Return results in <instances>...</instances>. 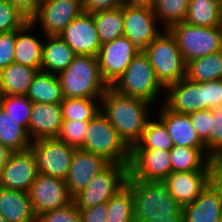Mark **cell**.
<instances>
[{
    "label": "cell",
    "mask_w": 222,
    "mask_h": 222,
    "mask_svg": "<svg viewBox=\"0 0 222 222\" xmlns=\"http://www.w3.org/2000/svg\"><path fill=\"white\" fill-rule=\"evenodd\" d=\"M100 103H102L100 111L131 149L140 140L149 117H151L148 114L151 103L139 98L121 95L111 87L106 89Z\"/></svg>",
    "instance_id": "obj_1"
},
{
    "label": "cell",
    "mask_w": 222,
    "mask_h": 222,
    "mask_svg": "<svg viewBox=\"0 0 222 222\" xmlns=\"http://www.w3.org/2000/svg\"><path fill=\"white\" fill-rule=\"evenodd\" d=\"M126 185L133 195L134 220L152 221L183 213L182 206L170 194L164 180L127 179Z\"/></svg>",
    "instance_id": "obj_2"
},
{
    "label": "cell",
    "mask_w": 222,
    "mask_h": 222,
    "mask_svg": "<svg viewBox=\"0 0 222 222\" xmlns=\"http://www.w3.org/2000/svg\"><path fill=\"white\" fill-rule=\"evenodd\" d=\"M57 76L63 98L101 99L109 87L101 76L97 56L76 55Z\"/></svg>",
    "instance_id": "obj_3"
},
{
    "label": "cell",
    "mask_w": 222,
    "mask_h": 222,
    "mask_svg": "<svg viewBox=\"0 0 222 222\" xmlns=\"http://www.w3.org/2000/svg\"><path fill=\"white\" fill-rule=\"evenodd\" d=\"M117 93L145 100L151 105L160 98L161 85L153 66L145 53H138L130 62L125 72L111 86Z\"/></svg>",
    "instance_id": "obj_4"
},
{
    "label": "cell",
    "mask_w": 222,
    "mask_h": 222,
    "mask_svg": "<svg viewBox=\"0 0 222 222\" xmlns=\"http://www.w3.org/2000/svg\"><path fill=\"white\" fill-rule=\"evenodd\" d=\"M81 149L102 156L110 163L130 162L131 149L119 137L117 130L101 111L88 122Z\"/></svg>",
    "instance_id": "obj_5"
},
{
    "label": "cell",
    "mask_w": 222,
    "mask_h": 222,
    "mask_svg": "<svg viewBox=\"0 0 222 222\" xmlns=\"http://www.w3.org/2000/svg\"><path fill=\"white\" fill-rule=\"evenodd\" d=\"M145 54L164 88L186 77L187 64L176 39L168 30H164L147 46Z\"/></svg>",
    "instance_id": "obj_6"
},
{
    "label": "cell",
    "mask_w": 222,
    "mask_h": 222,
    "mask_svg": "<svg viewBox=\"0 0 222 222\" xmlns=\"http://www.w3.org/2000/svg\"><path fill=\"white\" fill-rule=\"evenodd\" d=\"M168 31L176 39L186 64L222 50V26L199 27L183 21Z\"/></svg>",
    "instance_id": "obj_7"
},
{
    "label": "cell",
    "mask_w": 222,
    "mask_h": 222,
    "mask_svg": "<svg viewBox=\"0 0 222 222\" xmlns=\"http://www.w3.org/2000/svg\"><path fill=\"white\" fill-rule=\"evenodd\" d=\"M128 176L129 164L110 163L72 198V202L79 209L106 203L126 186Z\"/></svg>",
    "instance_id": "obj_8"
},
{
    "label": "cell",
    "mask_w": 222,
    "mask_h": 222,
    "mask_svg": "<svg viewBox=\"0 0 222 222\" xmlns=\"http://www.w3.org/2000/svg\"><path fill=\"white\" fill-rule=\"evenodd\" d=\"M33 151L40 174L65 180L75 151L58 138H41L32 141Z\"/></svg>",
    "instance_id": "obj_9"
},
{
    "label": "cell",
    "mask_w": 222,
    "mask_h": 222,
    "mask_svg": "<svg viewBox=\"0 0 222 222\" xmlns=\"http://www.w3.org/2000/svg\"><path fill=\"white\" fill-rule=\"evenodd\" d=\"M82 13L83 0H47L39 5L29 22L33 26L41 24L43 35L57 36Z\"/></svg>",
    "instance_id": "obj_10"
},
{
    "label": "cell",
    "mask_w": 222,
    "mask_h": 222,
    "mask_svg": "<svg viewBox=\"0 0 222 222\" xmlns=\"http://www.w3.org/2000/svg\"><path fill=\"white\" fill-rule=\"evenodd\" d=\"M124 36L137 53H145L147 46L162 33L157 28L158 19L153 9L123 5Z\"/></svg>",
    "instance_id": "obj_11"
},
{
    "label": "cell",
    "mask_w": 222,
    "mask_h": 222,
    "mask_svg": "<svg viewBox=\"0 0 222 222\" xmlns=\"http://www.w3.org/2000/svg\"><path fill=\"white\" fill-rule=\"evenodd\" d=\"M32 210L36 218L47 211H52L72 202L65 180L38 174L28 191Z\"/></svg>",
    "instance_id": "obj_12"
},
{
    "label": "cell",
    "mask_w": 222,
    "mask_h": 222,
    "mask_svg": "<svg viewBox=\"0 0 222 222\" xmlns=\"http://www.w3.org/2000/svg\"><path fill=\"white\" fill-rule=\"evenodd\" d=\"M137 54L131 41L125 36L101 45L97 61L101 76L109 87L125 72Z\"/></svg>",
    "instance_id": "obj_13"
},
{
    "label": "cell",
    "mask_w": 222,
    "mask_h": 222,
    "mask_svg": "<svg viewBox=\"0 0 222 222\" xmlns=\"http://www.w3.org/2000/svg\"><path fill=\"white\" fill-rule=\"evenodd\" d=\"M172 172L170 151L161 149H131L128 179L140 181L164 180Z\"/></svg>",
    "instance_id": "obj_14"
},
{
    "label": "cell",
    "mask_w": 222,
    "mask_h": 222,
    "mask_svg": "<svg viewBox=\"0 0 222 222\" xmlns=\"http://www.w3.org/2000/svg\"><path fill=\"white\" fill-rule=\"evenodd\" d=\"M39 174L31 148L12 152L0 176V187L27 192Z\"/></svg>",
    "instance_id": "obj_15"
},
{
    "label": "cell",
    "mask_w": 222,
    "mask_h": 222,
    "mask_svg": "<svg viewBox=\"0 0 222 222\" xmlns=\"http://www.w3.org/2000/svg\"><path fill=\"white\" fill-rule=\"evenodd\" d=\"M217 177V170L171 172L164 182L170 194L183 207L192 203Z\"/></svg>",
    "instance_id": "obj_16"
},
{
    "label": "cell",
    "mask_w": 222,
    "mask_h": 222,
    "mask_svg": "<svg viewBox=\"0 0 222 222\" xmlns=\"http://www.w3.org/2000/svg\"><path fill=\"white\" fill-rule=\"evenodd\" d=\"M76 55L97 56L101 47L92 14L82 13L58 35Z\"/></svg>",
    "instance_id": "obj_17"
},
{
    "label": "cell",
    "mask_w": 222,
    "mask_h": 222,
    "mask_svg": "<svg viewBox=\"0 0 222 222\" xmlns=\"http://www.w3.org/2000/svg\"><path fill=\"white\" fill-rule=\"evenodd\" d=\"M110 164L104 157L81 148H76L65 183L73 198L82 191L100 171Z\"/></svg>",
    "instance_id": "obj_18"
},
{
    "label": "cell",
    "mask_w": 222,
    "mask_h": 222,
    "mask_svg": "<svg viewBox=\"0 0 222 222\" xmlns=\"http://www.w3.org/2000/svg\"><path fill=\"white\" fill-rule=\"evenodd\" d=\"M184 222H219L222 213V183L216 177L192 202L182 207Z\"/></svg>",
    "instance_id": "obj_19"
},
{
    "label": "cell",
    "mask_w": 222,
    "mask_h": 222,
    "mask_svg": "<svg viewBox=\"0 0 222 222\" xmlns=\"http://www.w3.org/2000/svg\"><path fill=\"white\" fill-rule=\"evenodd\" d=\"M168 94L163 104L180 114L204 110V82L198 83L184 77L165 88Z\"/></svg>",
    "instance_id": "obj_20"
},
{
    "label": "cell",
    "mask_w": 222,
    "mask_h": 222,
    "mask_svg": "<svg viewBox=\"0 0 222 222\" xmlns=\"http://www.w3.org/2000/svg\"><path fill=\"white\" fill-rule=\"evenodd\" d=\"M62 123L60 103H33L29 121V137L32 141L41 138H57Z\"/></svg>",
    "instance_id": "obj_21"
},
{
    "label": "cell",
    "mask_w": 222,
    "mask_h": 222,
    "mask_svg": "<svg viewBox=\"0 0 222 222\" xmlns=\"http://www.w3.org/2000/svg\"><path fill=\"white\" fill-rule=\"evenodd\" d=\"M159 111V119L165 124L175 146L206 148L192 125L189 114H180L168 109L164 104Z\"/></svg>",
    "instance_id": "obj_22"
},
{
    "label": "cell",
    "mask_w": 222,
    "mask_h": 222,
    "mask_svg": "<svg viewBox=\"0 0 222 222\" xmlns=\"http://www.w3.org/2000/svg\"><path fill=\"white\" fill-rule=\"evenodd\" d=\"M40 71L58 75L64 71L76 56L69 45L56 35H45Z\"/></svg>",
    "instance_id": "obj_23"
},
{
    "label": "cell",
    "mask_w": 222,
    "mask_h": 222,
    "mask_svg": "<svg viewBox=\"0 0 222 222\" xmlns=\"http://www.w3.org/2000/svg\"><path fill=\"white\" fill-rule=\"evenodd\" d=\"M170 160L172 172L217 170L216 159L206 148H189L174 145L170 150Z\"/></svg>",
    "instance_id": "obj_24"
},
{
    "label": "cell",
    "mask_w": 222,
    "mask_h": 222,
    "mask_svg": "<svg viewBox=\"0 0 222 222\" xmlns=\"http://www.w3.org/2000/svg\"><path fill=\"white\" fill-rule=\"evenodd\" d=\"M0 214L8 222H36L29 194L0 187Z\"/></svg>",
    "instance_id": "obj_25"
},
{
    "label": "cell",
    "mask_w": 222,
    "mask_h": 222,
    "mask_svg": "<svg viewBox=\"0 0 222 222\" xmlns=\"http://www.w3.org/2000/svg\"><path fill=\"white\" fill-rule=\"evenodd\" d=\"M34 28L36 27L27 22L16 31L14 62L40 71L44 42L38 36L28 33L31 29L34 31Z\"/></svg>",
    "instance_id": "obj_26"
},
{
    "label": "cell",
    "mask_w": 222,
    "mask_h": 222,
    "mask_svg": "<svg viewBox=\"0 0 222 222\" xmlns=\"http://www.w3.org/2000/svg\"><path fill=\"white\" fill-rule=\"evenodd\" d=\"M38 70L13 62L0 72V96H26Z\"/></svg>",
    "instance_id": "obj_27"
},
{
    "label": "cell",
    "mask_w": 222,
    "mask_h": 222,
    "mask_svg": "<svg viewBox=\"0 0 222 222\" xmlns=\"http://www.w3.org/2000/svg\"><path fill=\"white\" fill-rule=\"evenodd\" d=\"M26 96L32 103H61L63 95L58 76L38 71Z\"/></svg>",
    "instance_id": "obj_28"
},
{
    "label": "cell",
    "mask_w": 222,
    "mask_h": 222,
    "mask_svg": "<svg viewBox=\"0 0 222 222\" xmlns=\"http://www.w3.org/2000/svg\"><path fill=\"white\" fill-rule=\"evenodd\" d=\"M184 22L199 27L222 26L221 0H189Z\"/></svg>",
    "instance_id": "obj_29"
},
{
    "label": "cell",
    "mask_w": 222,
    "mask_h": 222,
    "mask_svg": "<svg viewBox=\"0 0 222 222\" xmlns=\"http://www.w3.org/2000/svg\"><path fill=\"white\" fill-rule=\"evenodd\" d=\"M186 78L203 83L222 79V50L189 61L186 65Z\"/></svg>",
    "instance_id": "obj_30"
},
{
    "label": "cell",
    "mask_w": 222,
    "mask_h": 222,
    "mask_svg": "<svg viewBox=\"0 0 222 222\" xmlns=\"http://www.w3.org/2000/svg\"><path fill=\"white\" fill-rule=\"evenodd\" d=\"M0 143L11 152L23 151L30 148L32 140L28 131L8 116L0 107Z\"/></svg>",
    "instance_id": "obj_31"
},
{
    "label": "cell",
    "mask_w": 222,
    "mask_h": 222,
    "mask_svg": "<svg viewBox=\"0 0 222 222\" xmlns=\"http://www.w3.org/2000/svg\"><path fill=\"white\" fill-rule=\"evenodd\" d=\"M92 15L101 45L124 36L123 6Z\"/></svg>",
    "instance_id": "obj_32"
},
{
    "label": "cell",
    "mask_w": 222,
    "mask_h": 222,
    "mask_svg": "<svg viewBox=\"0 0 222 222\" xmlns=\"http://www.w3.org/2000/svg\"><path fill=\"white\" fill-rule=\"evenodd\" d=\"M174 147L165 124L159 119H149L140 140L131 149H161L170 151Z\"/></svg>",
    "instance_id": "obj_33"
},
{
    "label": "cell",
    "mask_w": 222,
    "mask_h": 222,
    "mask_svg": "<svg viewBox=\"0 0 222 222\" xmlns=\"http://www.w3.org/2000/svg\"><path fill=\"white\" fill-rule=\"evenodd\" d=\"M99 103L100 99L63 98L60 103L63 121L89 122L100 112Z\"/></svg>",
    "instance_id": "obj_34"
},
{
    "label": "cell",
    "mask_w": 222,
    "mask_h": 222,
    "mask_svg": "<svg viewBox=\"0 0 222 222\" xmlns=\"http://www.w3.org/2000/svg\"><path fill=\"white\" fill-rule=\"evenodd\" d=\"M107 222H134V200L126 185L107 201Z\"/></svg>",
    "instance_id": "obj_35"
},
{
    "label": "cell",
    "mask_w": 222,
    "mask_h": 222,
    "mask_svg": "<svg viewBox=\"0 0 222 222\" xmlns=\"http://www.w3.org/2000/svg\"><path fill=\"white\" fill-rule=\"evenodd\" d=\"M189 0H155L153 11L162 22L164 30L185 20L188 12Z\"/></svg>",
    "instance_id": "obj_36"
},
{
    "label": "cell",
    "mask_w": 222,
    "mask_h": 222,
    "mask_svg": "<svg viewBox=\"0 0 222 222\" xmlns=\"http://www.w3.org/2000/svg\"><path fill=\"white\" fill-rule=\"evenodd\" d=\"M32 102L27 96H0V107L12 117L17 124L23 126L29 134V121Z\"/></svg>",
    "instance_id": "obj_37"
},
{
    "label": "cell",
    "mask_w": 222,
    "mask_h": 222,
    "mask_svg": "<svg viewBox=\"0 0 222 222\" xmlns=\"http://www.w3.org/2000/svg\"><path fill=\"white\" fill-rule=\"evenodd\" d=\"M29 19L6 0H0V34L21 29Z\"/></svg>",
    "instance_id": "obj_38"
},
{
    "label": "cell",
    "mask_w": 222,
    "mask_h": 222,
    "mask_svg": "<svg viewBox=\"0 0 222 222\" xmlns=\"http://www.w3.org/2000/svg\"><path fill=\"white\" fill-rule=\"evenodd\" d=\"M88 122L63 121L58 139L66 142L69 146L81 148L84 144L85 132Z\"/></svg>",
    "instance_id": "obj_39"
},
{
    "label": "cell",
    "mask_w": 222,
    "mask_h": 222,
    "mask_svg": "<svg viewBox=\"0 0 222 222\" xmlns=\"http://www.w3.org/2000/svg\"><path fill=\"white\" fill-rule=\"evenodd\" d=\"M36 222H81V212L71 202L67 206L40 214L36 218Z\"/></svg>",
    "instance_id": "obj_40"
},
{
    "label": "cell",
    "mask_w": 222,
    "mask_h": 222,
    "mask_svg": "<svg viewBox=\"0 0 222 222\" xmlns=\"http://www.w3.org/2000/svg\"><path fill=\"white\" fill-rule=\"evenodd\" d=\"M189 117L199 138L204 142L207 151L210 153L212 109L190 113Z\"/></svg>",
    "instance_id": "obj_41"
},
{
    "label": "cell",
    "mask_w": 222,
    "mask_h": 222,
    "mask_svg": "<svg viewBox=\"0 0 222 222\" xmlns=\"http://www.w3.org/2000/svg\"><path fill=\"white\" fill-rule=\"evenodd\" d=\"M210 154L216 160L222 155V107L212 109Z\"/></svg>",
    "instance_id": "obj_42"
},
{
    "label": "cell",
    "mask_w": 222,
    "mask_h": 222,
    "mask_svg": "<svg viewBox=\"0 0 222 222\" xmlns=\"http://www.w3.org/2000/svg\"><path fill=\"white\" fill-rule=\"evenodd\" d=\"M16 31L0 34V72L14 62Z\"/></svg>",
    "instance_id": "obj_43"
},
{
    "label": "cell",
    "mask_w": 222,
    "mask_h": 222,
    "mask_svg": "<svg viewBox=\"0 0 222 222\" xmlns=\"http://www.w3.org/2000/svg\"><path fill=\"white\" fill-rule=\"evenodd\" d=\"M222 107V79L204 82V110Z\"/></svg>",
    "instance_id": "obj_44"
},
{
    "label": "cell",
    "mask_w": 222,
    "mask_h": 222,
    "mask_svg": "<svg viewBox=\"0 0 222 222\" xmlns=\"http://www.w3.org/2000/svg\"><path fill=\"white\" fill-rule=\"evenodd\" d=\"M124 5V0H83V12L95 14Z\"/></svg>",
    "instance_id": "obj_45"
},
{
    "label": "cell",
    "mask_w": 222,
    "mask_h": 222,
    "mask_svg": "<svg viewBox=\"0 0 222 222\" xmlns=\"http://www.w3.org/2000/svg\"><path fill=\"white\" fill-rule=\"evenodd\" d=\"M79 210L81 212V222H107V202Z\"/></svg>",
    "instance_id": "obj_46"
},
{
    "label": "cell",
    "mask_w": 222,
    "mask_h": 222,
    "mask_svg": "<svg viewBox=\"0 0 222 222\" xmlns=\"http://www.w3.org/2000/svg\"><path fill=\"white\" fill-rule=\"evenodd\" d=\"M11 5L16 7L21 13H23L28 19H30L36 12L40 3L38 0H6Z\"/></svg>",
    "instance_id": "obj_47"
},
{
    "label": "cell",
    "mask_w": 222,
    "mask_h": 222,
    "mask_svg": "<svg viewBox=\"0 0 222 222\" xmlns=\"http://www.w3.org/2000/svg\"><path fill=\"white\" fill-rule=\"evenodd\" d=\"M155 0H124V4L133 7H146L153 9Z\"/></svg>",
    "instance_id": "obj_48"
},
{
    "label": "cell",
    "mask_w": 222,
    "mask_h": 222,
    "mask_svg": "<svg viewBox=\"0 0 222 222\" xmlns=\"http://www.w3.org/2000/svg\"><path fill=\"white\" fill-rule=\"evenodd\" d=\"M12 152L0 143V176L2 169Z\"/></svg>",
    "instance_id": "obj_49"
},
{
    "label": "cell",
    "mask_w": 222,
    "mask_h": 222,
    "mask_svg": "<svg viewBox=\"0 0 222 222\" xmlns=\"http://www.w3.org/2000/svg\"><path fill=\"white\" fill-rule=\"evenodd\" d=\"M134 222H184V214L173 215L171 218L154 219L152 221L135 220Z\"/></svg>",
    "instance_id": "obj_50"
},
{
    "label": "cell",
    "mask_w": 222,
    "mask_h": 222,
    "mask_svg": "<svg viewBox=\"0 0 222 222\" xmlns=\"http://www.w3.org/2000/svg\"><path fill=\"white\" fill-rule=\"evenodd\" d=\"M217 178L222 183V166H217Z\"/></svg>",
    "instance_id": "obj_51"
},
{
    "label": "cell",
    "mask_w": 222,
    "mask_h": 222,
    "mask_svg": "<svg viewBox=\"0 0 222 222\" xmlns=\"http://www.w3.org/2000/svg\"><path fill=\"white\" fill-rule=\"evenodd\" d=\"M217 166H222V155L216 160Z\"/></svg>",
    "instance_id": "obj_52"
},
{
    "label": "cell",
    "mask_w": 222,
    "mask_h": 222,
    "mask_svg": "<svg viewBox=\"0 0 222 222\" xmlns=\"http://www.w3.org/2000/svg\"><path fill=\"white\" fill-rule=\"evenodd\" d=\"M0 222H8V221L0 214Z\"/></svg>",
    "instance_id": "obj_53"
},
{
    "label": "cell",
    "mask_w": 222,
    "mask_h": 222,
    "mask_svg": "<svg viewBox=\"0 0 222 222\" xmlns=\"http://www.w3.org/2000/svg\"><path fill=\"white\" fill-rule=\"evenodd\" d=\"M47 0H38V2L41 4L42 2H45Z\"/></svg>",
    "instance_id": "obj_54"
}]
</instances>
